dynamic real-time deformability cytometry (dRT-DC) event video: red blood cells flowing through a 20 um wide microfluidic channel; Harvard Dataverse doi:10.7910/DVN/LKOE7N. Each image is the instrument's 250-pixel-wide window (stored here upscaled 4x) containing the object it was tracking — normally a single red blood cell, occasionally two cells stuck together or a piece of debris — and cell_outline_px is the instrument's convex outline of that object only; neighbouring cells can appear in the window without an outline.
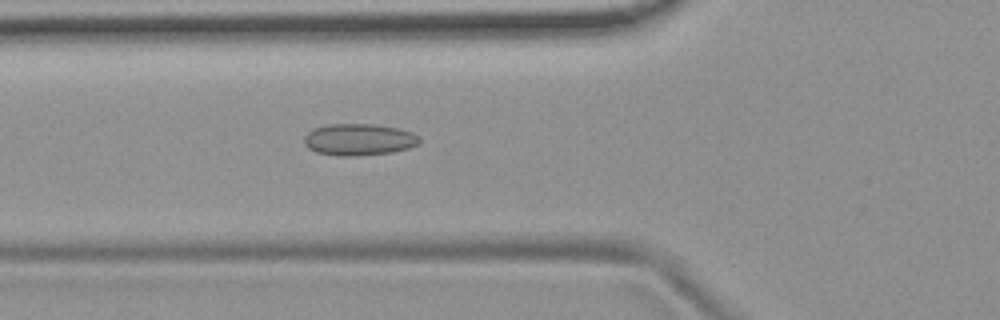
{"species": "common noctule bat (a hibernating species)", "species_latin": "Nyctalus noctula", "temperature_condition": "room temperature", "stored_images_in_passage": 42, "camera_frame_rate_fps": 3000, "um_per_image_px": 0.085, "animal": {"sex": "female", "body_mass_g": 19.9}, "frame": {"image": 1, "passage_image": 8, "time_ms": 2.333, "image_size_px": [1000, 320], "cell_outline_px": [[420, 144], [408, 148], [392, 152], [356, 156], [340, 156], [316, 152], [308, 148], [304, 144], [304, 136], [312, 128], [328, 124], [376, 124], [400, 128], [412, 132], [420, 136]], "centroid_in_image_um": [30.52, 11.85], "position_along_channel_um": 95.3, "area_um2": 21.62}}
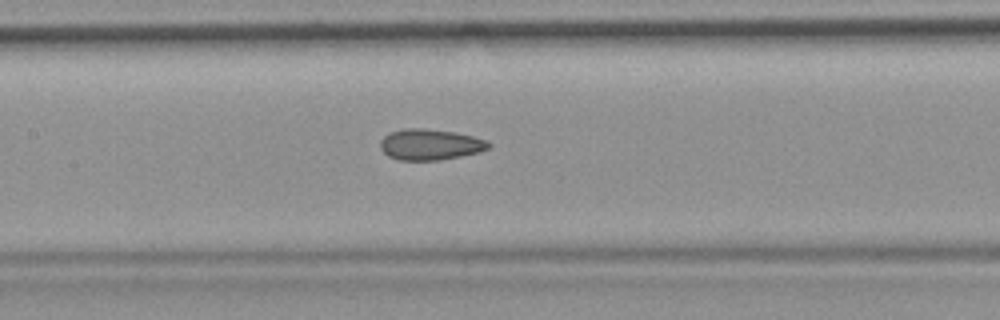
{"frame": {"image": 2, "passage_image": 14, "time_ms": 4.333, "image_size_px": [1000, 320], "cell_outline_px": [[492, 144], [488, 148], [480, 152], [440, 160], [396, 160], [388, 156], [380, 148], [380, 140], [388, 132], [404, 128], [424, 128], [456, 132], [488, 140]], "centroid_in_image_um": [36.55, 12.28], "position_along_channel_um": 170.9, "area_um2": 19.77}}
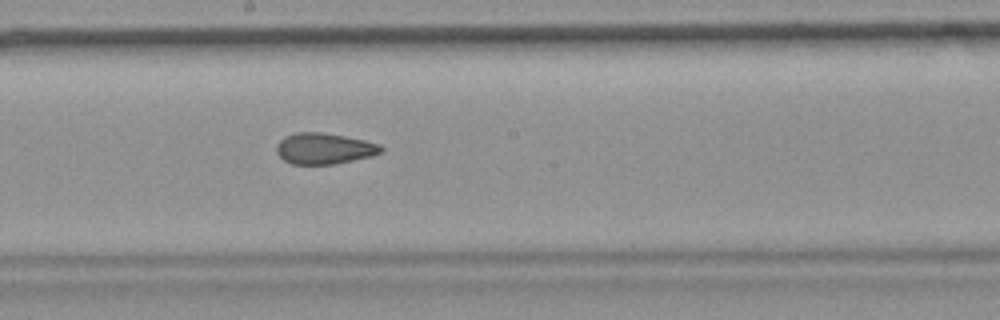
{"frame": {"image": 3, "passage_image": 18, "time_ms": 5.667, "image_size_px": [1000, 320], "cell_outline_px": [[384, 152], [372, 156], [332, 164], [292, 164], [284, 160], [276, 152], [276, 144], [284, 136], [296, 132], [320, 132], [344, 136], [364, 140], [380, 144], [384, 148]], "centroid_in_image_um": [27.56, 12.62], "position_along_channel_um": 220.6, "area_um2": 18.96}, "authors_computed_cell_mechanics": {"area_um2": 19.3341, "velocity_mm_per_s": 3.7554, "shape_relaxation_time_tau1_ms": null, "shape_relaxation_time_tau2_ms": 2.0873, "deformation_change_tau1": null, "deformation_change_tau2": 0.088}}